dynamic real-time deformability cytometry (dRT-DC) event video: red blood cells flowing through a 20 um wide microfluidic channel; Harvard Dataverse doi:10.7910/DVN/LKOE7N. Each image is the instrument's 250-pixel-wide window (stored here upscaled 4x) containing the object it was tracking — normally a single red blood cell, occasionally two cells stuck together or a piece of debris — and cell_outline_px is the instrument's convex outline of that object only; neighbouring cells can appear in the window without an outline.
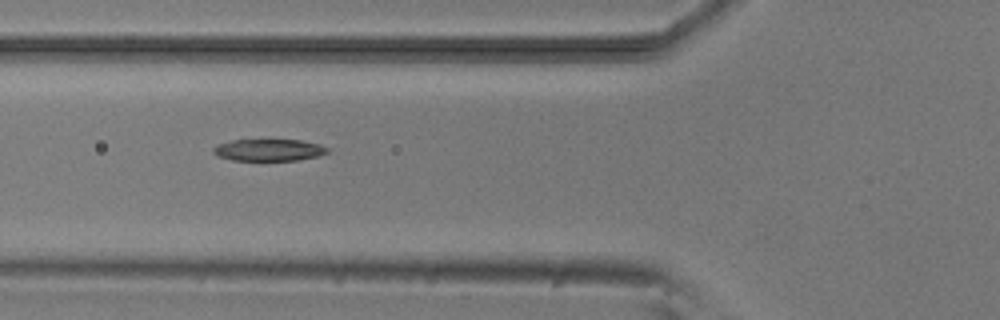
{"species": "common noctule bat (a hibernating species)", "species_latin": "Nyctalus noctula", "temperature_condition": "room temperature", "stored_images_in_passage": 6, "camera_frame_rate_fps": 3000, "um_per_image_px": 0.085, "animal": {"sex": "male", "body_mass_g": 20.5, "forearm_length_mm": 52.5}, "frame": {"image": 1, "passage_image": 5, "time_ms": 4.333, "image_size_px": [1000, 320], "cell_outline_px": [[328, 152], [320, 156], [296, 160], [232, 160], [220, 156], [212, 152], [212, 148], [216, 144], [232, 140], [300, 140], [320, 144], [328, 148]], "centroid_in_image_um": [22.85, 12.74], "position_along_channel_um": 102.9, "area_um2": 14.51}}
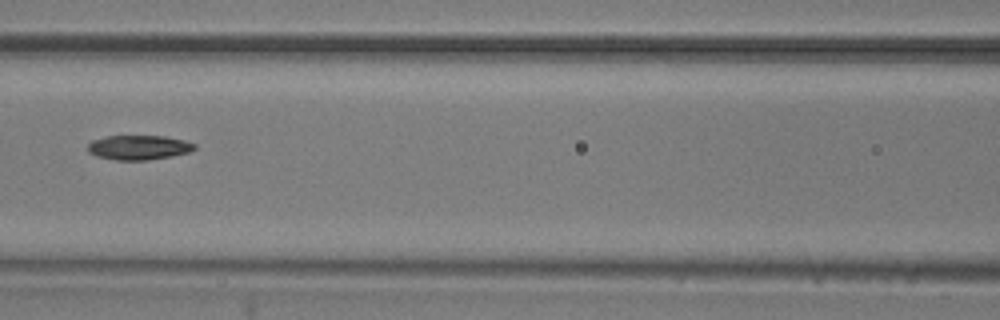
{"frame": {"image": 2, "passage_image": 6, "time_ms": 5.667, "image_size_px": [1000, 320], "cell_outline_px": [[196, 148], [188, 152], [172, 156], [148, 160], [116, 160], [96, 156], [88, 152], [88, 144], [92, 140], [104, 136], [164, 136], [184, 140], [196, 144]], "centroid_in_image_um": [11.77, 12.53], "position_along_channel_um": 154.8, "area_um2": 15.32}}